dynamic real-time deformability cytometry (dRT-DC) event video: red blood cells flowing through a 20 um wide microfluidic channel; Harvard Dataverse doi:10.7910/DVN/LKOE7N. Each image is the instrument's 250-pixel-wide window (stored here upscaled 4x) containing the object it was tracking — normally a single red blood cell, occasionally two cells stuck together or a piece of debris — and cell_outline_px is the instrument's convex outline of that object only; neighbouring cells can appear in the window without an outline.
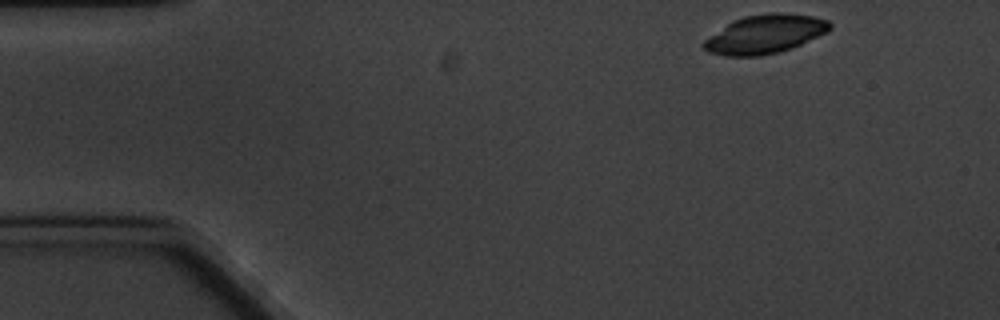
{"species": "common noctule bat (a hibernating species)", "species_latin": "Nyctalus noctula", "temperature_condition": "cold", "stored_images_in_passage": 4, "camera_frame_rate_fps": 3000, "um_per_image_px": 0.085, "animal": {"sex": "male", "body_mass_g": 20.1, "forearm_length_mm": 53.5}, "frame": {"image": 1, "passage_image": 1, "time_ms": 0.0, "image_size_px": [1000, 320], "cell_outline_px": [[832, 28], [828, 32], [792, 48], [760, 56], [724, 56], [708, 52], [700, 44], [704, 40], [732, 20], [744, 16], [772, 12], [780, 12], [812, 16], [828, 20], [832, 24]], "centroid_in_image_um": [65.02, 2.9], "position_along_channel_um": 20.0, "area_um2": 28.55}}